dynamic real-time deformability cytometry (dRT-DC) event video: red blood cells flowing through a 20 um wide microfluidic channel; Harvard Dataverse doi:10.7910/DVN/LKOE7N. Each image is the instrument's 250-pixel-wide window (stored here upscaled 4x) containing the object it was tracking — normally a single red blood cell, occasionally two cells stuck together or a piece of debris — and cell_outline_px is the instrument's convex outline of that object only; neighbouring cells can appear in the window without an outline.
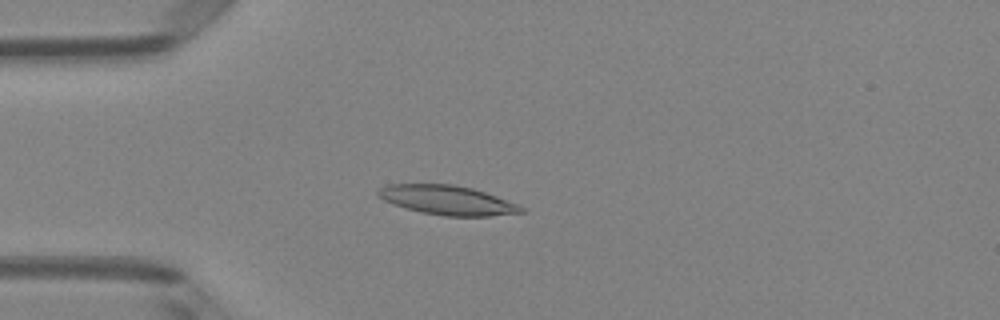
{"species": "Egyptian fruit bat (a non-hibernating species)", "species_latin": "Rousettus aegyptiacus", "temperature_condition": "room temperature", "stored_images_in_passage": 4, "camera_frame_rate_fps": 3000, "um_per_image_px": 0.085, "animal": {"sex": "female"}, "frame": {"image": 1, "passage_image": 4, "time_ms": 1.0, "image_size_px": [1000, 320], "cell_outline_px": [[524, 212], [488, 216], [444, 216], [420, 212], [384, 200], [376, 196], [376, 192], [380, 188], [388, 184], [452, 184], [472, 188], [496, 196], [516, 204], [524, 208]], "centroid_in_image_um": [38.0, 17.01], "position_along_channel_um": 47.0, "area_um2": 24.16}}